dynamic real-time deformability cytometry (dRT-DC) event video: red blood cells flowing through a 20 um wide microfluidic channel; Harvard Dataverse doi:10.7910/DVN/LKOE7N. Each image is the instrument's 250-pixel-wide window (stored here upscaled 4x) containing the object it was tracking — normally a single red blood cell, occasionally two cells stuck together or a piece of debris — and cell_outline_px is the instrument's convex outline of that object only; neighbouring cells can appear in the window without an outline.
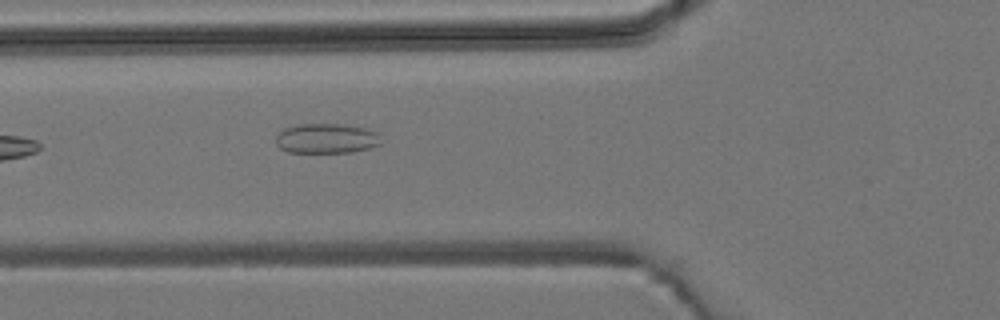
{"species": "common noctule bat (a hibernating species)", "species_latin": "Nyctalus noctula", "temperature_condition": "room temperature", "stored_images_in_passage": 5, "camera_frame_rate_fps": 3000, "um_per_image_px": 0.085, "animal": {"sex": "male", "body_mass_g": 19.2, "forearm_length_mm": 51.8}, "frame": {"image": 1, "passage_image": 5, "time_ms": 5.667, "image_size_px": [1000, 320], "cell_outline_px": [[380, 144], [368, 148], [352, 152], [288, 152], [280, 148], [276, 144], [276, 136], [284, 128], [296, 124], [344, 124], [368, 128], [380, 132]], "centroid_in_image_um": [27.77, 11.75], "position_along_channel_um": 98.0, "area_um2": 18.5}}